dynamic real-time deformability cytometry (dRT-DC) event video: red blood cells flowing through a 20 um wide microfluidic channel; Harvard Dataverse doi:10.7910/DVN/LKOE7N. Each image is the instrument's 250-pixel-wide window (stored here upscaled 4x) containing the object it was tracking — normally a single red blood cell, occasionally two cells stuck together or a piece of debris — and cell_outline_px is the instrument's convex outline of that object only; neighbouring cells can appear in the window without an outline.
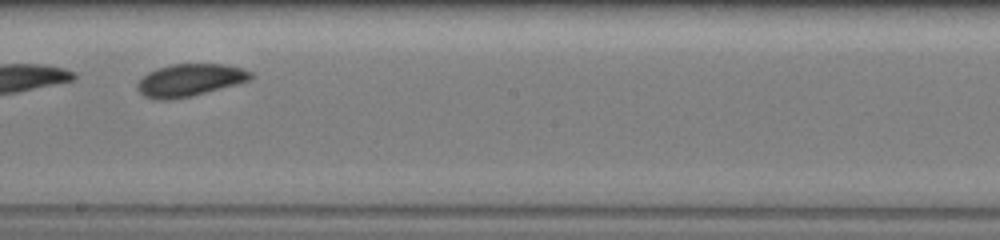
{"species": "common noctule bat (a hibernating species)", "species_latin": "Nyctalus noctula", "temperature_condition": "warm", "stored_images_in_passage": 18, "camera_frame_rate_fps": 3000, "um_per_image_px": 0.085, "animal": {"sex": "female", "body_mass_g": 19.5, "forearm_length_mm": 54.1}, "frame": {"image": 1, "passage_image": 8, "time_ms": 5.0, "image_size_px": [1000, 240], "cell_outline_px": [[252, 80], [188, 96], [160, 100], [144, 96], [140, 92], [136, 84], [148, 72], [156, 68], [172, 64], [224, 64], [244, 68], [252, 72]], "centroid_in_image_um": [16.15, 6.78], "position_along_channel_um": 232.0, "area_um2": 21.04}}